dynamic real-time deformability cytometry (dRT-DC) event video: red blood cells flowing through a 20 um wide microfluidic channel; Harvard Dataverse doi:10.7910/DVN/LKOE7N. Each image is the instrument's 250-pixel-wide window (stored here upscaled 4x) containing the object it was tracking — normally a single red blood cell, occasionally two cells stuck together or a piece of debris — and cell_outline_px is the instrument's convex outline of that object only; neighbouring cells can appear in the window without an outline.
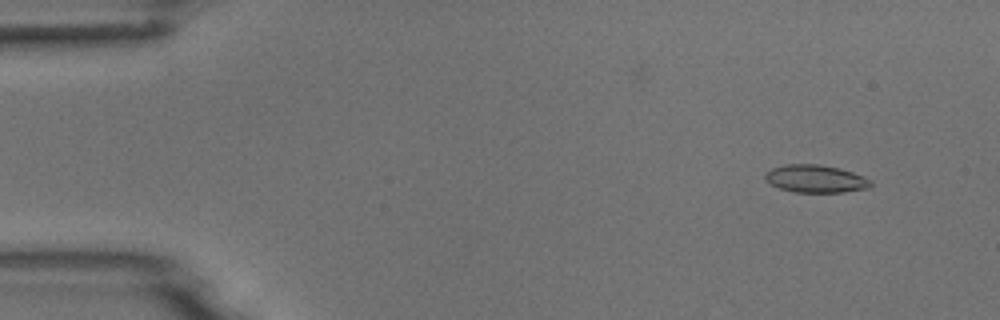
{"species": "common noctule bat (a hibernating species)", "species_latin": "Nyctalus noctula", "temperature_condition": "room temperature", "stored_images_in_passage": 4, "camera_frame_rate_fps": 3000, "um_per_image_px": 0.085, "animal": {"sex": "male", "body_mass_g": 18.8}, "frame": {"image": 1, "passage_image": 1, "time_ms": 0.0, "image_size_px": [1000, 320], "cell_outline_px": [[872, 184], [868, 188], [844, 192], [796, 192], [780, 188], [772, 184], [764, 176], [772, 168], [788, 164], [820, 164], [840, 168], [864, 176], [872, 180]], "centroid_in_image_um": [69.39, 15.19], "position_along_channel_um": 15.6, "area_um2": 16.88}}
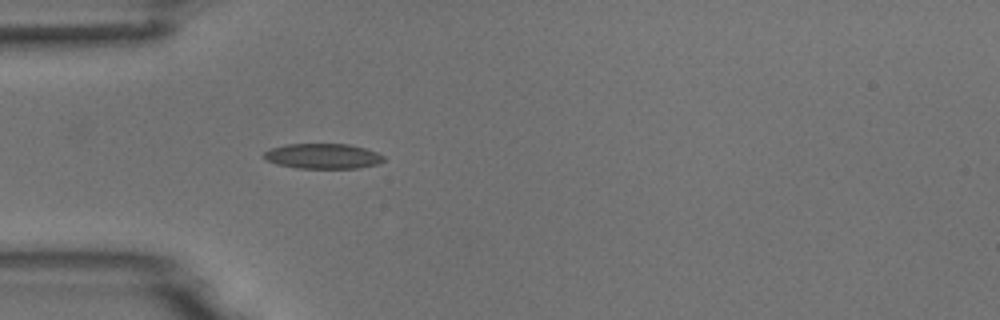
{"frame": {"image": 2, "passage_image": 4, "time_ms": 3.667, "image_size_px": [1000, 320], "cell_outline_px": [[384, 160], [376, 164], [360, 168], [296, 168], [276, 164], [268, 160], [264, 156], [264, 152], [272, 148], [288, 144], [348, 144], [364, 148], [376, 152], [384, 156]], "centroid_in_image_um": [27.45, 13.27], "position_along_channel_um": 57.5, "area_um2": 17.4}}